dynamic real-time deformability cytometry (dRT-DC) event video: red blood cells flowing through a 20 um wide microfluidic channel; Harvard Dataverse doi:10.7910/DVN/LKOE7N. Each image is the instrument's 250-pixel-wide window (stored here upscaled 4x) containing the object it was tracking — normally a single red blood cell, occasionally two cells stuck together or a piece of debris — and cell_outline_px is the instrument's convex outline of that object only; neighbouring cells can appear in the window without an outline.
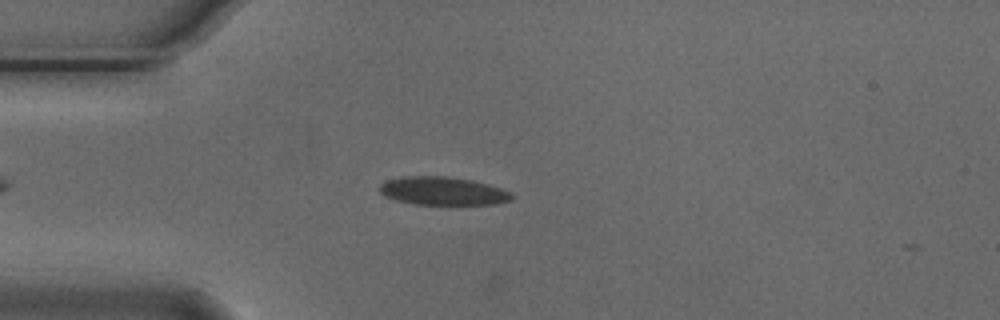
{"species": "Egyptian fruit bat (a non-hibernating species)", "species_latin": "Rousettus aegyptiacus", "temperature_condition": "cold", "stored_images_in_passage": 3, "camera_frame_rate_fps": 3000, "um_per_image_px": 0.085, "animal": {"sex": "male"}, "frame": {"image": 1, "passage_image": 2, "time_ms": 0.333, "image_size_px": [1000, 320], "cell_outline_px": [[512, 200], [496, 204], [416, 204], [396, 200], [384, 196], [380, 192], [380, 184], [384, 180], [404, 176], [448, 176], [472, 180], [488, 184], [512, 192]], "centroid_in_image_um": [37.63, 16.22], "position_along_channel_um": 47.4, "area_um2": 21.79}}